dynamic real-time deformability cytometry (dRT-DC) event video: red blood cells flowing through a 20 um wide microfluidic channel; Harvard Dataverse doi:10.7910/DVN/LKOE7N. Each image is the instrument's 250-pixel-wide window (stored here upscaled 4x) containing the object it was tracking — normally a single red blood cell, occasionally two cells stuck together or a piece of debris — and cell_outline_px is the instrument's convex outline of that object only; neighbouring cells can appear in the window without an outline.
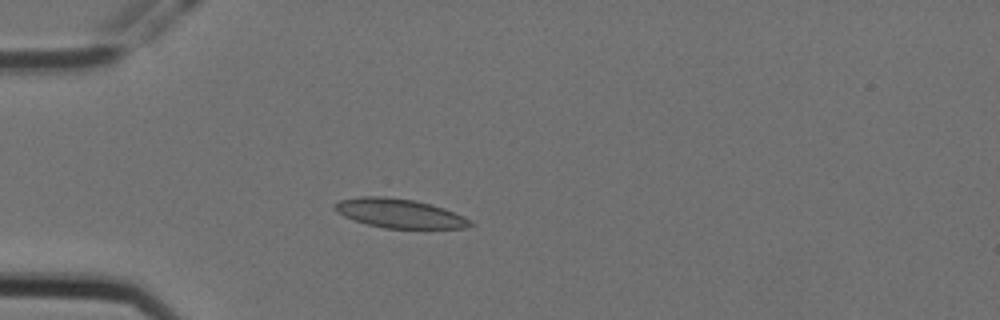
{"species": "Egyptian fruit bat (a non-hibernating species)", "species_latin": "Rousettus aegyptiacus", "temperature_condition": "cold", "stored_images_in_passage": 4, "camera_frame_rate_fps": 3000, "um_per_image_px": 0.085, "animal": {"sex": "female"}, "frame": {"image": 1, "passage_image": 4, "time_ms": 1.0, "image_size_px": [1000, 320], "cell_outline_px": [[476, 224], [464, 228], [384, 228], [368, 224], [344, 216], [336, 212], [332, 204], [340, 200], [360, 196], [388, 196], [412, 200], [444, 208], [464, 216], [472, 220]], "centroid_in_image_um": [33.96, 18.13], "position_along_channel_um": 51.0, "area_um2": 22.95}}